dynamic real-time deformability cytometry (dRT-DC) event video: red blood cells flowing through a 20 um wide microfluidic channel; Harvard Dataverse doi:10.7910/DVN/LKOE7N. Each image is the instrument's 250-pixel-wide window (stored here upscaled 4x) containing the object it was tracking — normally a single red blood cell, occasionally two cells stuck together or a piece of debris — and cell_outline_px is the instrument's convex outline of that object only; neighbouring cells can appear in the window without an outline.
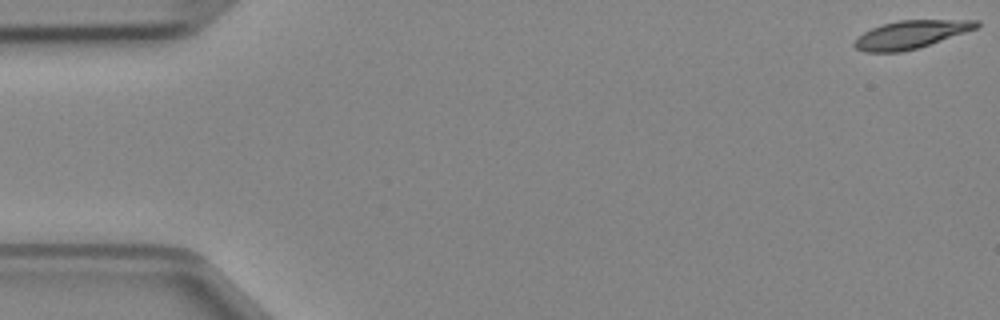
{"species": "Egyptian fruit bat (a non-hibernating species)", "species_latin": "Rousettus aegyptiacus", "temperature_condition": "cold", "stored_images_in_passage": 48, "camera_frame_rate_fps": 3000, "um_per_image_px": 0.085, "animal": {"sex": "female"}, "frame": {"image": 1, "passage_image": 1, "time_ms": 0.0, "image_size_px": [1000, 320], "cell_outline_px": [[980, 24], [976, 28], [916, 48], [900, 52], [864, 52], [856, 48], [852, 44], [864, 32], [880, 24], [900, 20], [980, 20]], "centroid_in_image_um": [77.37, 2.92], "position_along_channel_um": 7.6, "area_um2": 19.48}}
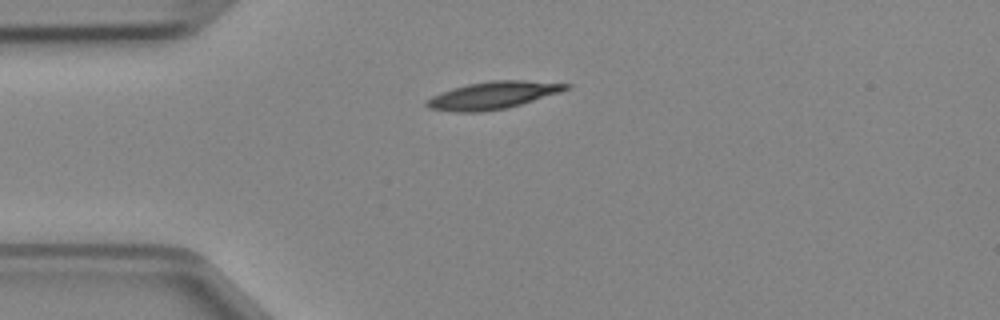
{"frame": {"image": 2, "passage_image": 12, "time_ms": 3.667, "image_size_px": [1000, 320], "cell_outline_px": [[572, 88], [560, 92], [508, 108], [480, 112], [456, 112], [428, 108], [424, 104], [432, 96], [440, 92], [452, 88], [468, 84], [488, 80], [524, 80], [572, 84]], "centroid_in_image_um": [41.91, 8.09], "position_along_channel_um": 43.1, "area_um2": 22.31}}
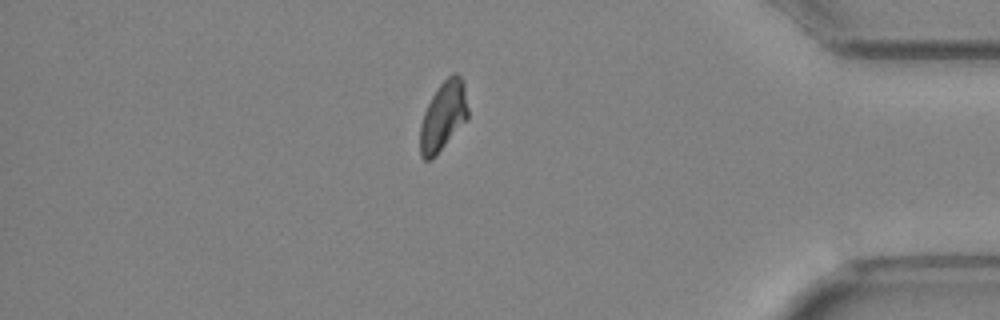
{"frame": {"image": 3, "passage_image": 41, "time_ms": 13.333, "image_size_px": [1000, 320], "cell_outline_px": [[468, 120], [436, 156], [432, 160], [424, 160], [420, 156], [420, 124], [424, 112], [432, 96], [440, 84], [452, 72], [456, 72], [464, 80], [468, 108]], "centroid_in_image_um": [37.69, 9.88], "position_along_channel_um": 397.5, "area_um2": 19.71}}